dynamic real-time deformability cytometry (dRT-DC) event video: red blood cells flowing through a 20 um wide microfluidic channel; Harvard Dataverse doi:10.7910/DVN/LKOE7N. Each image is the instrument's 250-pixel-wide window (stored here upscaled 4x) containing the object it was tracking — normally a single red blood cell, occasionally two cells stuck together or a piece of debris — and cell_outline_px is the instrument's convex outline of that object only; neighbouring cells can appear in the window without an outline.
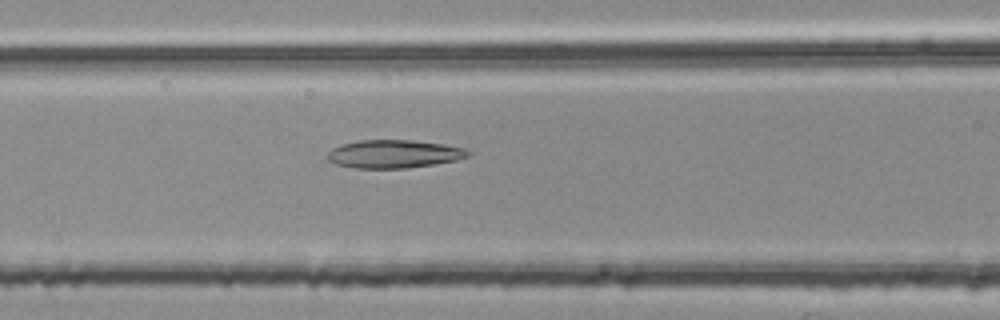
{"species": "common noctule bat (a hibernating species)", "species_latin": "Nyctalus noctula", "temperature_condition": "room temperature", "stored_images_in_passage": 34, "camera_frame_rate_fps": 3000, "um_per_image_px": 0.085, "animal": {"sex": "female", "body_mass_g": 25.1}, "frame": {"image": 1, "passage_image": 8, "time_ms": 2.333, "image_size_px": [1000, 320], "cell_outline_px": [[472, 152], [468, 156], [456, 160], [408, 168], [356, 168], [336, 164], [328, 160], [328, 152], [332, 148], [340, 144], [360, 140], [412, 140], [444, 144], [464, 148]], "centroid_in_image_um": [33.47, 13.08], "position_along_channel_um": 133.1, "area_um2": 23.0}}
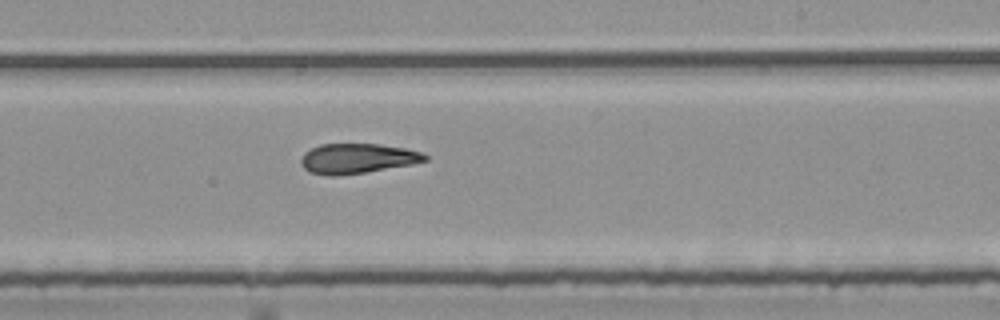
{"frame": {"image": 2, "passage_image": 18, "time_ms": 5.667, "image_size_px": [1000, 320], "cell_outline_px": [[428, 160], [412, 164], [364, 172], [332, 176], [308, 172], [300, 164], [300, 160], [304, 152], [320, 144], [376, 144], [404, 148], [424, 152], [428, 156]], "centroid_in_image_um": [30.36, 13.46], "position_along_channel_um": 258.6, "area_um2": 21.56}}
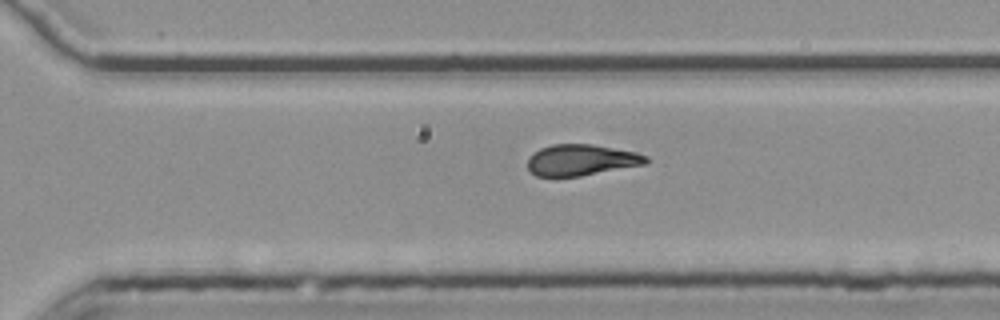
{"frame": {"image": 3, "passage_image": 23, "time_ms": 7.333, "image_size_px": [1000, 320], "cell_outline_px": [[648, 164], [580, 176], [536, 176], [528, 168], [528, 156], [532, 152], [540, 148], [552, 144], [592, 144], [636, 152], [648, 156]], "centroid_in_image_um": [49.41, 13.59], "position_along_channel_um": 321.2, "area_um2": 21.62}, "authors_computed_cell_mechanics": {"area_um2": 21.8773, "velocity_mm_per_s": 3.7727, "shape_relaxation_time_tau1_ms": null, "shape_relaxation_time_tau2_ms": 5.336, "deformation_change_tau1": null, "deformation_change_tau2": 0.1476}}